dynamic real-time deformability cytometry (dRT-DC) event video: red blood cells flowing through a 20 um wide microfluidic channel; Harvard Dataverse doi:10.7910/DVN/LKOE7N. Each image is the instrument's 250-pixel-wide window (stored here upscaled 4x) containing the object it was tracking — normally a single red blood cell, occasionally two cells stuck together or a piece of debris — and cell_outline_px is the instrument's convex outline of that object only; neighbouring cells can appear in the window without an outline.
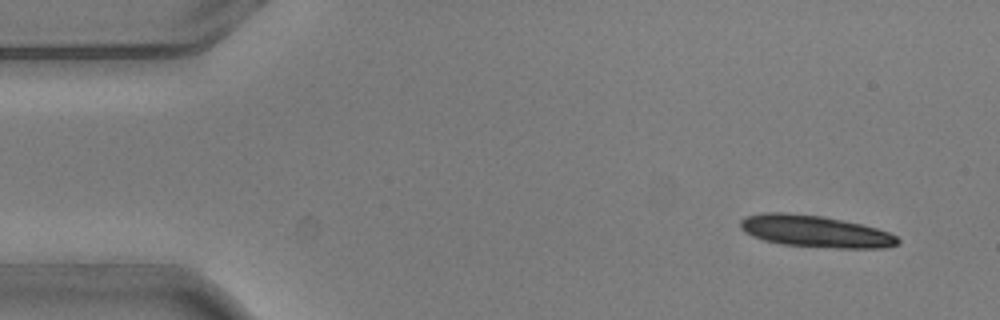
{"species": "common noctule bat (a hibernating species)", "species_latin": "Nyctalus noctula", "temperature_condition": "warm", "stored_images_in_passage": 9, "camera_frame_rate_fps": 3000, "um_per_image_px": 0.085, "animal": {"sex": "male", "body_mass_g": 20.5, "forearm_length_mm": 52.5}, "frame": {"image": 1, "passage_image": 1, "time_ms": 0.0, "image_size_px": [1000, 320], "cell_outline_px": [[900, 244], [884, 248], [836, 248], [784, 244], [764, 240], [752, 236], [744, 232], [740, 228], [740, 220], [744, 216], [764, 212], [784, 212], [820, 216], [860, 224], [876, 228], [888, 232], [896, 236], [900, 240]], "centroid_in_image_um": [69.26, 19.66], "position_along_channel_um": 15.7, "area_um2": 29.07}}
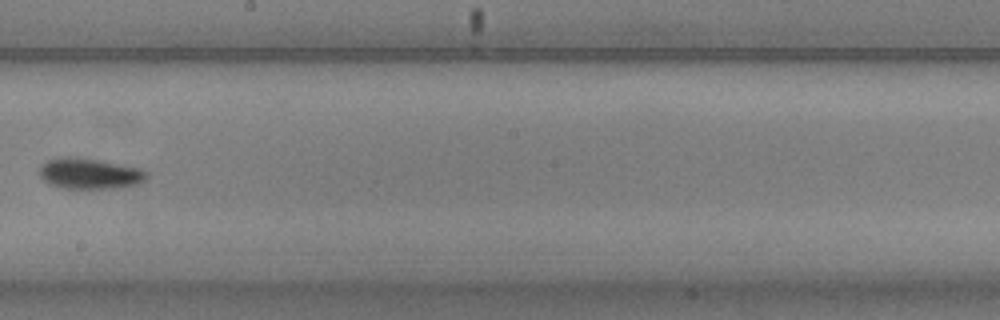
{"frame": {"image": 2, "passage_image": 8, "time_ms": 2.333, "image_size_px": [1000, 320], "cell_outline_px": [[148, 176], [144, 180], [136, 184], [120, 188], [60, 188], [48, 184], [40, 176], [40, 164], [48, 160], [60, 156], [76, 156], [144, 168], [148, 172]], "centroid_in_image_um": [7.62, 14.74], "position_along_channel_um": 240.6, "area_um2": 19.59}}
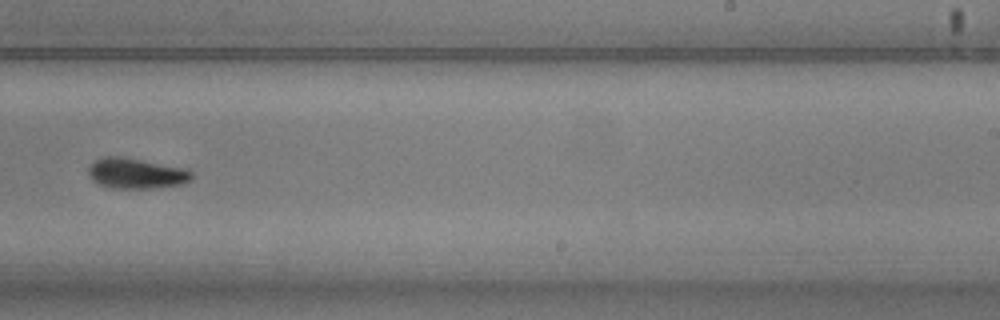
{"frame": {"image": 3, "passage_image": 9, "time_ms": 2.667, "image_size_px": [1000, 320], "cell_outline_px": [[192, 176], [188, 180], [180, 184], [152, 188], [112, 188], [100, 184], [92, 180], [88, 176], [88, 168], [96, 160], [104, 156], [120, 156], [184, 168], [192, 172]], "centroid_in_image_um": [11.52, 14.73], "position_along_channel_um": 277.5, "area_um2": 18.03}}